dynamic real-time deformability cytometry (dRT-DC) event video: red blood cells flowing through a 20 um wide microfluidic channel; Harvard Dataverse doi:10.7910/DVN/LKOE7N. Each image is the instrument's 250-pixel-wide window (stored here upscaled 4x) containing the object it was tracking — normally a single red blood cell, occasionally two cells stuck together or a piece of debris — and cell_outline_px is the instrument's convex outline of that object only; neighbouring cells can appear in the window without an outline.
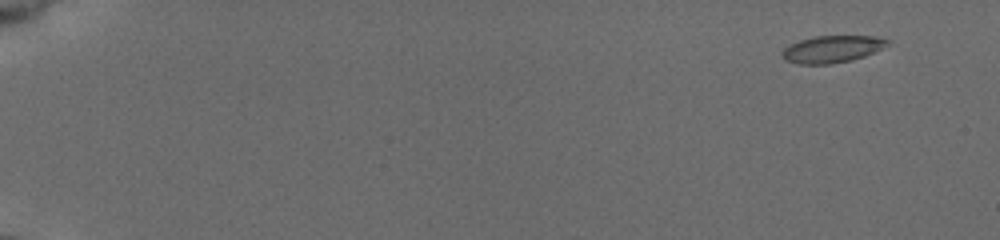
{"species": "common noctule bat (a hibernating species)", "species_latin": "Nyctalus noctula", "temperature_condition": "cold", "stored_images_in_passage": 16, "camera_frame_rate_fps": 3000, "um_per_image_px": 0.085, "animal": {"sex": "female", "body_mass_g": 19.5, "forearm_length_mm": 54.1}, "frame": {"image": 1, "passage_image": 2, "time_ms": 1.333, "image_size_px": [1000, 240], "cell_outline_px": [[888, 44], [864, 56], [852, 60], [828, 64], [800, 64], [784, 60], [780, 56], [780, 52], [788, 44], [800, 40], [816, 36], [876, 36], [888, 40]], "centroid_in_image_um": [70.64, 4.17], "position_along_channel_um": 14.4, "area_um2": 16.53}}
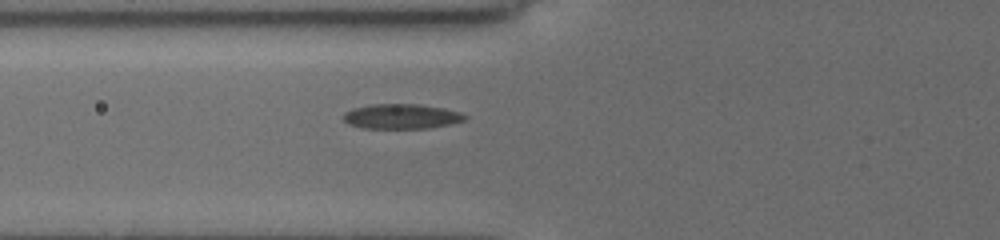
{"frame": {"image": 2, "passage_image": 12, "time_ms": 8.0, "image_size_px": [1000, 240], "cell_outline_px": [[468, 116], [464, 120], [448, 124], [428, 128], [360, 128], [348, 124], [344, 120], [344, 112], [352, 108], [372, 104], [420, 104], [444, 108], [460, 112]], "centroid_in_image_um": [34.1, 9.89], "position_along_channel_um": 91.7, "area_um2": 17.63}}
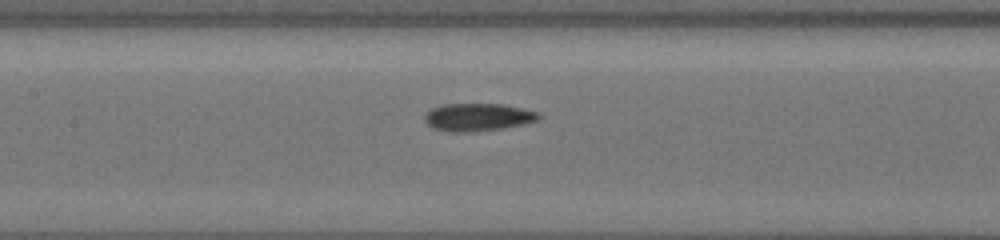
{"frame": {"image": 3, "passage_image": 16, "time_ms": 10.0, "image_size_px": [1000, 240], "cell_outline_px": [[540, 116], [536, 120], [520, 124], [500, 128], [468, 132], [452, 132], [432, 128], [424, 120], [424, 116], [432, 108], [444, 104], [504, 104], [540, 112]], "centroid_in_image_um": [40.59, 9.95], "position_along_channel_um": 166.8, "area_um2": 18.15}}